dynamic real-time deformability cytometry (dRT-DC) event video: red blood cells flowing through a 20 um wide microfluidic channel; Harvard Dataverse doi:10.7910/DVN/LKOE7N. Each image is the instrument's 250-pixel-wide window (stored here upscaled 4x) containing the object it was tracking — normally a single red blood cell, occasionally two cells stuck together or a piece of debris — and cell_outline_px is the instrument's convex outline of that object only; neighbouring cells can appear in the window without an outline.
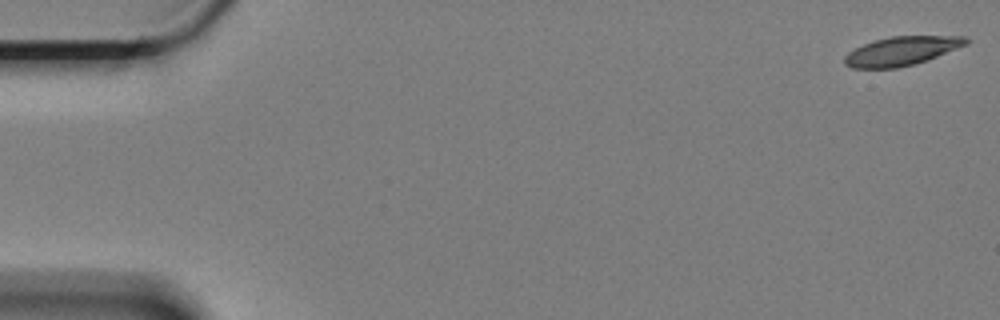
{"species": "Egyptian fruit bat (a non-hibernating species)", "species_latin": "Rousettus aegyptiacus", "temperature_condition": "cold", "stored_images_in_passage": 59, "camera_frame_rate_fps": 3000, "um_per_image_px": 0.085, "animal": {"sex": "female"}, "frame": {"image": 1, "passage_image": 1, "time_ms": 0.0, "image_size_px": [1000, 320], "cell_outline_px": [[972, 40], [968, 44], [928, 60], [916, 64], [896, 68], [852, 68], [844, 64], [844, 56], [848, 52], [864, 44], [876, 40], [892, 36], [968, 36]], "centroid_in_image_um": [76.69, 4.33], "position_along_channel_um": 8.3, "area_um2": 20.58}}
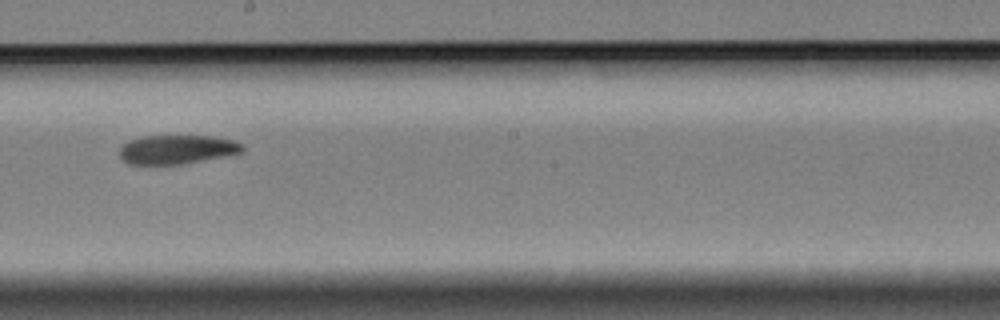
{"frame": {"image": 2, "passage_image": 34, "time_ms": 11.0, "image_size_px": [1000, 320], "cell_outline_px": [[244, 152], [180, 164], [128, 164], [120, 156], [120, 148], [128, 140], [144, 136], [212, 136], [232, 140], [244, 144]], "centroid_in_image_um": [15.05, 12.69], "position_along_channel_um": 233.2, "area_um2": 20.58}}
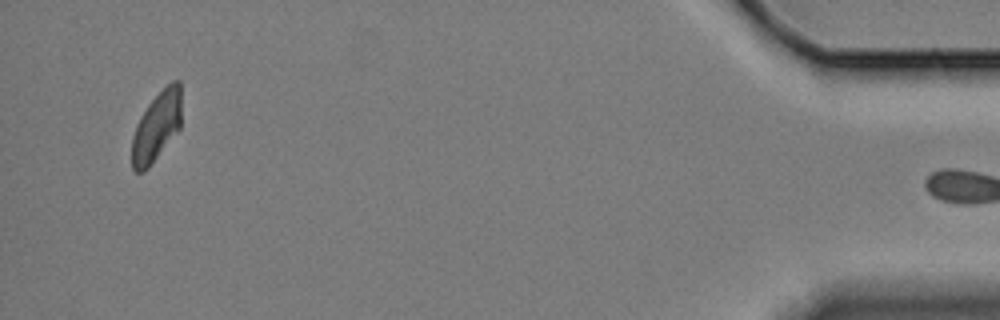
{"frame": {"image": 3, "passage_image": 58, "time_ms": 19.0, "image_size_px": [1000, 320], "cell_outline_px": [[180, 128], [148, 168], [144, 172], [136, 172], [132, 168], [132, 136], [136, 124], [140, 116], [148, 104], [172, 80], [180, 80]], "centroid_in_image_um": [13.29, 10.77], "position_along_channel_um": 421.9, "area_um2": 19.83}}